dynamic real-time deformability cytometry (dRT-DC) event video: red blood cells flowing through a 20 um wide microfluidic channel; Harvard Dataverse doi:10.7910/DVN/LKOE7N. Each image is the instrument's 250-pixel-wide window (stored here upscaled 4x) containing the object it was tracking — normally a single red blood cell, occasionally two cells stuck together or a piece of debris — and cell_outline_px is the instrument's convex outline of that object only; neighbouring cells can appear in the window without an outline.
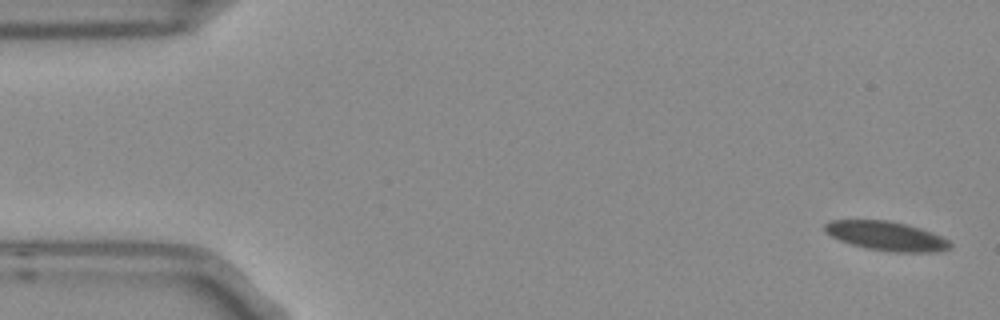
{"species": "Egyptian fruit bat (a non-hibernating species)", "species_latin": "Rousettus aegyptiacus", "temperature_condition": "room temperature", "stored_images_in_passage": 5, "camera_frame_rate_fps": 3000, "um_per_image_px": 0.085, "frame": {"image": 1, "passage_image": 1, "time_ms": 0.0, "image_size_px": [1000, 320], "cell_outline_px": [[952, 248], [936, 252], [896, 252], [868, 248], [852, 244], [840, 240], [832, 236], [824, 228], [824, 224], [832, 220], [888, 220], [920, 228], [932, 232], [948, 240], [952, 244]], "centroid_in_image_um": [75.39, 20.06], "position_along_channel_um": 9.6, "area_um2": 21.04}}
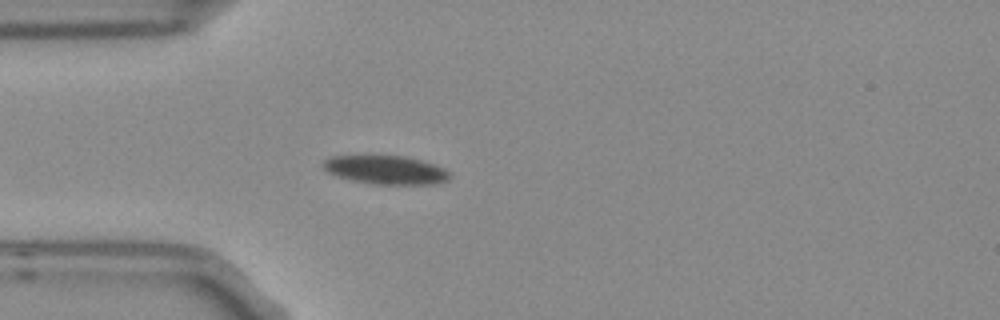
{"frame": {"image": 2, "passage_image": 5, "time_ms": 1.333, "image_size_px": [1000, 320], "cell_outline_px": [[452, 176], [448, 180], [432, 184], [372, 184], [348, 180], [336, 176], [328, 172], [320, 164], [324, 160], [332, 156], [404, 156], [424, 160], [436, 164], [444, 168]], "centroid_in_image_um": [32.79, 14.44], "position_along_channel_um": 52.2, "area_um2": 21.33}}